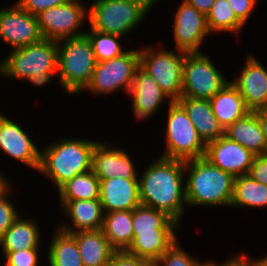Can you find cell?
Wrapping results in <instances>:
<instances>
[{
  "label": "cell",
  "mask_w": 267,
  "mask_h": 266,
  "mask_svg": "<svg viewBox=\"0 0 267 266\" xmlns=\"http://www.w3.org/2000/svg\"><path fill=\"white\" fill-rule=\"evenodd\" d=\"M11 192L12 185L0 195V242L4 233L13 225L21 214L17 207H15V204L12 203V199H10V196H12L10 195Z\"/></svg>",
  "instance_id": "35"
},
{
  "label": "cell",
  "mask_w": 267,
  "mask_h": 266,
  "mask_svg": "<svg viewBox=\"0 0 267 266\" xmlns=\"http://www.w3.org/2000/svg\"><path fill=\"white\" fill-rule=\"evenodd\" d=\"M10 182L11 181L6 179V176L2 174V171L0 170V195L11 186Z\"/></svg>",
  "instance_id": "44"
},
{
  "label": "cell",
  "mask_w": 267,
  "mask_h": 266,
  "mask_svg": "<svg viewBox=\"0 0 267 266\" xmlns=\"http://www.w3.org/2000/svg\"><path fill=\"white\" fill-rule=\"evenodd\" d=\"M99 141L92 154V171L100 179H138V170L125 149Z\"/></svg>",
  "instance_id": "17"
},
{
  "label": "cell",
  "mask_w": 267,
  "mask_h": 266,
  "mask_svg": "<svg viewBox=\"0 0 267 266\" xmlns=\"http://www.w3.org/2000/svg\"><path fill=\"white\" fill-rule=\"evenodd\" d=\"M255 156L239 143L223 135L206 144L204 158L235 178L249 173Z\"/></svg>",
  "instance_id": "15"
},
{
  "label": "cell",
  "mask_w": 267,
  "mask_h": 266,
  "mask_svg": "<svg viewBox=\"0 0 267 266\" xmlns=\"http://www.w3.org/2000/svg\"><path fill=\"white\" fill-rule=\"evenodd\" d=\"M57 60V41L43 39L39 43L11 50L0 62V77L44 87L57 74Z\"/></svg>",
  "instance_id": "4"
},
{
  "label": "cell",
  "mask_w": 267,
  "mask_h": 266,
  "mask_svg": "<svg viewBox=\"0 0 267 266\" xmlns=\"http://www.w3.org/2000/svg\"><path fill=\"white\" fill-rule=\"evenodd\" d=\"M99 141L84 138H59L41 151L38 173L58 189L68 180L92 169V154Z\"/></svg>",
  "instance_id": "2"
},
{
  "label": "cell",
  "mask_w": 267,
  "mask_h": 266,
  "mask_svg": "<svg viewBox=\"0 0 267 266\" xmlns=\"http://www.w3.org/2000/svg\"><path fill=\"white\" fill-rule=\"evenodd\" d=\"M133 210L104 213L103 232L116 251H125L131 244Z\"/></svg>",
  "instance_id": "27"
},
{
  "label": "cell",
  "mask_w": 267,
  "mask_h": 266,
  "mask_svg": "<svg viewBox=\"0 0 267 266\" xmlns=\"http://www.w3.org/2000/svg\"><path fill=\"white\" fill-rule=\"evenodd\" d=\"M237 19L245 26L259 0H227Z\"/></svg>",
  "instance_id": "37"
},
{
  "label": "cell",
  "mask_w": 267,
  "mask_h": 266,
  "mask_svg": "<svg viewBox=\"0 0 267 266\" xmlns=\"http://www.w3.org/2000/svg\"><path fill=\"white\" fill-rule=\"evenodd\" d=\"M85 35L91 42L97 62L111 60L122 55L128 50L124 49L123 45H121L120 40L123 39L122 36L97 32L95 30H91L90 28L89 31H86Z\"/></svg>",
  "instance_id": "33"
},
{
  "label": "cell",
  "mask_w": 267,
  "mask_h": 266,
  "mask_svg": "<svg viewBox=\"0 0 267 266\" xmlns=\"http://www.w3.org/2000/svg\"><path fill=\"white\" fill-rule=\"evenodd\" d=\"M184 173L187 206L230 207L234 184L231 174L204 157L184 161Z\"/></svg>",
  "instance_id": "3"
},
{
  "label": "cell",
  "mask_w": 267,
  "mask_h": 266,
  "mask_svg": "<svg viewBox=\"0 0 267 266\" xmlns=\"http://www.w3.org/2000/svg\"><path fill=\"white\" fill-rule=\"evenodd\" d=\"M193 266H218V262L215 263V261H200L196 260Z\"/></svg>",
  "instance_id": "46"
},
{
  "label": "cell",
  "mask_w": 267,
  "mask_h": 266,
  "mask_svg": "<svg viewBox=\"0 0 267 266\" xmlns=\"http://www.w3.org/2000/svg\"><path fill=\"white\" fill-rule=\"evenodd\" d=\"M35 219L22 216L4 233L0 247L4 257L8 252L25 249H39L41 246V232Z\"/></svg>",
  "instance_id": "25"
},
{
  "label": "cell",
  "mask_w": 267,
  "mask_h": 266,
  "mask_svg": "<svg viewBox=\"0 0 267 266\" xmlns=\"http://www.w3.org/2000/svg\"><path fill=\"white\" fill-rule=\"evenodd\" d=\"M58 190V201L99 199L100 179L92 170L76 175Z\"/></svg>",
  "instance_id": "30"
},
{
  "label": "cell",
  "mask_w": 267,
  "mask_h": 266,
  "mask_svg": "<svg viewBox=\"0 0 267 266\" xmlns=\"http://www.w3.org/2000/svg\"><path fill=\"white\" fill-rule=\"evenodd\" d=\"M177 240L152 266H193L197 258L189 255Z\"/></svg>",
  "instance_id": "34"
},
{
  "label": "cell",
  "mask_w": 267,
  "mask_h": 266,
  "mask_svg": "<svg viewBox=\"0 0 267 266\" xmlns=\"http://www.w3.org/2000/svg\"><path fill=\"white\" fill-rule=\"evenodd\" d=\"M255 113L260 121L264 133V138L267 144V108L256 110Z\"/></svg>",
  "instance_id": "43"
},
{
  "label": "cell",
  "mask_w": 267,
  "mask_h": 266,
  "mask_svg": "<svg viewBox=\"0 0 267 266\" xmlns=\"http://www.w3.org/2000/svg\"><path fill=\"white\" fill-rule=\"evenodd\" d=\"M139 66L140 49H128L111 60L97 62L91 80L82 92L107 97L122 89L129 94L135 71Z\"/></svg>",
  "instance_id": "9"
},
{
  "label": "cell",
  "mask_w": 267,
  "mask_h": 266,
  "mask_svg": "<svg viewBox=\"0 0 267 266\" xmlns=\"http://www.w3.org/2000/svg\"><path fill=\"white\" fill-rule=\"evenodd\" d=\"M59 204L64 215L71 222L58 225L63 231L77 233L103 228L104 211L99 199L59 201Z\"/></svg>",
  "instance_id": "20"
},
{
  "label": "cell",
  "mask_w": 267,
  "mask_h": 266,
  "mask_svg": "<svg viewBox=\"0 0 267 266\" xmlns=\"http://www.w3.org/2000/svg\"><path fill=\"white\" fill-rule=\"evenodd\" d=\"M251 266H267V261L263 257H259V259L251 258Z\"/></svg>",
  "instance_id": "45"
},
{
  "label": "cell",
  "mask_w": 267,
  "mask_h": 266,
  "mask_svg": "<svg viewBox=\"0 0 267 266\" xmlns=\"http://www.w3.org/2000/svg\"><path fill=\"white\" fill-rule=\"evenodd\" d=\"M231 208H267V186L250 175L234 178Z\"/></svg>",
  "instance_id": "29"
},
{
  "label": "cell",
  "mask_w": 267,
  "mask_h": 266,
  "mask_svg": "<svg viewBox=\"0 0 267 266\" xmlns=\"http://www.w3.org/2000/svg\"><path fill=\"white\" fill-rule=\"evenodd\" d=\"M180 224L165 212L139 205L133 210V235L155 232V229H179Z\"/></svg>",
  "instance_id": "31"
},
{
  "label": "cell",
  "mask_w": 267,
  "mask_h": 266,
  "mask_svg": "<svg viewBox=\"0 0 267 266\" xmlns=\"http://www.w3.org/2000/svg\"><path fill=\"white\" fill-rule=\"evenodd\" d=\"M161 44L160 48L147 45L140 49V66L155 79L172 102L178 101L182 97L183 64L187 52L163 49Z\"/></svg>",
  "instance_id": "8"
},
{
  "label": "cell",
  "mask_w": 267,
  "mask_h": 266,
  "mask_svg": "<svg viewBox=\"0 0 267 266\" xmlns=\"http://www.w3.org/2000/svg\"><path fill=\"white\" fill-rule=\"evenodd\" d=\"M99 200L104 213L134 210L139 205V179L109 178L100 180Z\"/></svg>",
  "instance_id": "19"
},
{
  "label": "cell",
  "mask_w": 267,
  "mask_h": 266,
  "mask_svg": "<svg viewBox=\"0 0 267 266\" xmlns=\"http://www.w3.org/2000/svg\"><path fill=\"white\" fill-rule=\"evenodd\" d=\"M248 175L267 186V153L255 156Z\"/></svg>",
  "instance_id": "40"
},
{
  "label": "cell",
  "mask_w": 267,
  "mask_h": 266,
  "mask_svg": "<svg viewBox=\"0 0 267 266\" xmlns=\"http://www.w3.org/2000/svg\"><path fill=\"white\" fill-rule=\"evenodd\" d=\"M187 112L199 137L205 144L224 135V129L213 114L210 100L181 97L177 101Z\"/></svg>",
  "instance_id": "21"
},
{
  "label": "cell",
  "mask_w": 267,
  "mask_h": 266,
  "mask_svg": "<svg viewBox=\"0 0 267 266\" xmlns=\"http://www.w3.org/2000/svg\"><path fill=\"white\" fill-rule=\"evenodd\" d=\"M87 6L82 0H70L58 7L41 11L36 16L43 38L58 42L85 35L86 31L82 27L88 19Z\"/></svg>",
  "instance_id": "11"
},
{
  "label": "cell",
  "mask_w": 267,
  "mask_h": 266,
  "mask_svg": "<svg viewBox=\"0 0 267 266\" xmlns=\"http://www.w3.org/2000/svg\"><path fill=\"white\" fill-rule=\"evenodd\" d=\"M0 39L11 49L21 48L41 42L38 19L16 2L0 9Z\"/></svg>",
  "instance_id": "12"
},
{
  "label": "cell",
  "mask_w": 267,
  "mask_h": 266,
  "mask_svg": "<svg viewBox=\"0 0 267 266\" xmlns=\"http://www.w3.org/2000/svg\"><path fill=\"white\" fill-rule=\"evenodd\" d=\"M49 244V266H83L75 233L63 231L57 226Z\"/></svg>",
  "instance_id": "28"
},
{
  "label": "cell",
  "mask_w": 267,
  "mask_h": 266,
  "mask_svg": "<svg viewBox=\"0 0 267 266\" xmlns=\"http://www.w3.org/2000/svg\"><path fill=\"white\" fill-rule=\"evenodd\" d=\"M0 149L1 151L37 171L40 167L41 150L32 141L30 135L17 121L0 112Z\"/></svg>",
  "instance_id": "14"
},
{
  "label": "cell",
  "mask_w": 267,
  "mask_h": 266,
  "mask_svg": "<svg viewBox=\"0 0 267 266\" xmlns=\"http://www.w3.org/2000/svg\"><path fill=\"white\" fill-rule=\"evenodd\" d=\"M157 158L138 175L141 205L165 212L180 224L187 208L184 161Z\"/></svg>",
  "instance_id": "1"
},
{
  "label": "cell",
  "mask_w": 267,
  "mask_h": 266,
  "mask_svg": "<svg viewBox=\"0 0 267 266\" xmlns=\"http://www.w3.org/2000/svg\"><path fill=\"white\" fill-rule=\"evenodd\" d=\"M108 266H152V263L125 251H116Z\"/></svg>",
  "instance_id": "39"
},
{
  "label": "cell",
  "mask_w": 267,
  "mask_h": 266,
  "mask_svg": "<svg viewBox=\"0 0 267 266\" xmlns=\"http://www.w3.org/2000/svg\"><path fill=\"white\" fill-rule=\"evenodd\" d=\"M159 0H93L88 25L97 32L126 37L136 30Z\"/></svg>",
  "instance_id": "5"
},
{
  "label": "cell",
  "mask_w": 267,
  "mask_h": 266,
  "mask_svg": "<svg viewBox=\"0 0 267 266\" xmlns=\"http://www.w3.org/2000/svg\"><path fill=\"white\" fill-rule=\"evenodd\" d=\"M174 15L172 31L175 50L201 53L204 39L211 34L206 15L183 0Z\"/></svg>",
  "instance_id": "13"
},
{
  "label": "cell",
  "mask_w": 267,
  "mask_h": 266,
  "mask_svg": "<svg viewBox=\"0 0 267 266\" xmlns=\"http://www.w3.org/2000/svg\"><path fill=\"white\" fill-rule=\"evenodd\" d=\"M178 231L179 229H155V232L138 233L125 252L153 263L179 239L176 236Z\"/></svg>",
  "instance_id": "22"
},
{
  "label": "cell",
  "mask_w": 267,
  "mask_h": 266,
  "mask_svg": "<svg viewBox=\"0 0 267 266\" xmlns=\"http://www.w3.org/2000/svg\"><path fill=\"white\" fill-rule=\"evenodd\" d=\"M39 249H25L20 251L8 252L3 260L4 266H38Z\"/></svg>",
  "instance_id": "36"
},
{
  "label": "cell",
  "mask_w": 267,
  "mask_h": 266,
  "mask_svg": "<svg viewBox=\"0 0 267 266\" xmlns=\"http://www.w3.org/2000/svg\"><path fill=\"white\" fill-rule=\"evenodd\" d=\"M134 118L139 121L147 120L162 107V103L172 101L161 90L155 79L141 66L135 71V76L129 92Z\"/></svg>",
  "instance_id": "18"
},
{
  "label": "cell",
  "mask_w": 267,
  "mask_h": 266,
  "mask_svg": "<svg viewBox=\"0 0 267 266\" xmlns=\"http://www.w3.org/2000/svg\"><path fill=\"white\" fill-rule=\"evenodd\" d=\"M218 266H251V256L244 252L240 255H232L230 258H227V260H224L220 264L218 263Z\"/></svg>",
  "instance_id": "41"
},
{
  "label": "cell",
  "mask_w": 267,
  "mask_h": 266,
  "mask_svg": "<svg viewBox=\"0 0 267 266\" xmlns=\"http://www.w3.org/2000/svg\"><path fill=\"white\" fill-rule=\"evenodd\" d=\"M228 82L204 52L186 54L182 74V97L210 100Z\"/></svg>",
  "instance_id": "10"
},
{
  "label": "cell",
  "mask_w": 267,
  "mask_h": 266,
  "mask_svg": "<svg viewBox=\"0 0 267 266\" xmlns=\"http://www.w3.org/2000/svg\"><path fill=\"white\" fill-rule=\"evenodd\" d=\"M238 77L230 81L243 97L249 111L267 108V69L254 56H247Z\"/></svg>",
  "instance_id": "16"
},
{
  "label": "cell",
  "mask_w": 267,
  "mask_h": 266,
  "mask_svg": "<svg viewBox=\"0 0 267 266\" xmlns=\"http://www.w3.org/2000/svg\"><path fill=\"white\" fill-rule=\"evenodd\" d=\"M57 44L59 85L71 96L80 94L89 84L97 63L91 42L82 35L60 40Z\"/></svg>",
  "instance_id": "6"
},
{
  "label": "cell",
  "mask_w": 267,
  "mask_h": 266,
  "mask_svg": "<svg viewBox=\"0 0 267 266\" xmlns=\"http://www.w3.org/2000/svg\"><path fill=\"white\" fill-rule=\"evenodd\" d=\"M224 136L242 145L254 155L267 153V144L255 112H249L224 130Z\"/></svg>",
  "instance_id": "24"
},
{
  "label": "cell",
  "mask_w": 267,
  "mask_h": 266,
  "mask_svg": "<svg viewBox=\"0 0 267 266\" xmlns=\"http://www.w3.org/2000/svg\"><path fill=\"white\" fill-rule=\"evenodd\" d=\"M207 16L216 0H183Z\"/></svg>",
  "instance_id": "42"
},
{
  "label": "cell",
  "mask_w": 267,
  "mask_h": 266,
  "mask_svg": "<svg viewBox=\"0 0 267 266\" xmlns=\"http://www.w3.org/2000/svg\"><path fill=\"white\" fill-rule=\"evenodd\" d=\"M206 17L210 33L239 34L245 28L237 19L227 0H216Z\"/></svg>",
  "instance_id": "32"
},
{
  "label": "cell",
  "mask_w": 267,
  "mask_h": 266,
  "mask_svg": "<svg viewBox=\"0 0 267 266\" xmlns=\"http://www.w3.org/2000/svg\"><path fill=\"white\" fill-rule=\"evenodd\" d=\"M210 103L213 114L224 130L250 112L243 97L230 81L210 99Z\"/></svg>",
  "instance_id": "26"
},
{
  "label": "cell",
  "mask_w": 267,
  "mask_h": 266,
  "mask_svg": "<svg viewBox=\"0 0 267 266\" xmlns=\"http://www.w3.org/2000/svg\"><path fill=\"white\" fill-rule=\"evenodd\" d=\"M70 0H17L16 3L32 15H38L41 11L58 7Z\"/></svg>",
  "instance_id": "38"
},
{
  "label": "cell",
  "mask_w": 267,
  "mask_h": 266,
  "mask_svg": "<svg viewBox=\"0 0 267 266\" xmlns=\"http://www.w3.org/2000/svg\"><path fill=\"white\" fill-rule=\"evenodd\" d=\"M83 266H108L116 250L102 229L75 233Z\"/></svg>",
  "instance_id": "23"
},
{
  "label": "cell",
  "mask_w": 267,
  "mask_h": 266,
  "mask_svg": "<svg viewBox=\"0 0 267 266\" xmlns=\"http://www.w3.org/2000/svg\"><path fill=\"white\" fill-rule=\"evenodd\" d=\"M166 120V147L160 157L183 161L204 157L206 144L199 137L185 109L177 101L169 104Z\"/></svg>",
  "instance_id": "7"
}]
</instances>
